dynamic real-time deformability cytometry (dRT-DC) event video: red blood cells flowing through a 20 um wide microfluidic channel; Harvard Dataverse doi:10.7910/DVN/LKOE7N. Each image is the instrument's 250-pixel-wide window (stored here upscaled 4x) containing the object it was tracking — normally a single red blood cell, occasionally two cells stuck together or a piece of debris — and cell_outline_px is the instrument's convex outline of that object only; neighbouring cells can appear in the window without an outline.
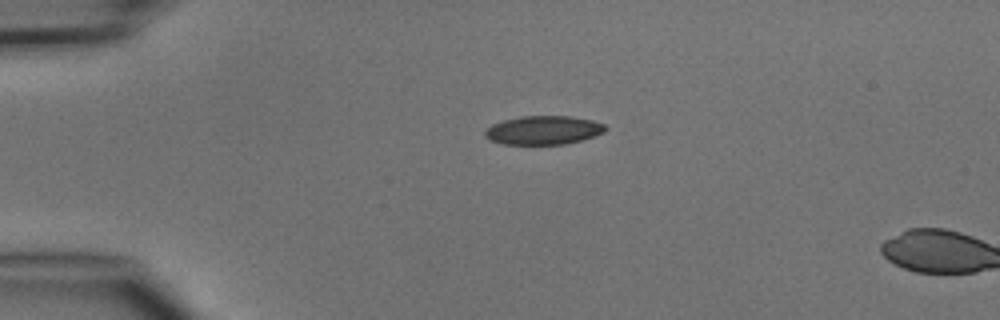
{"species": "common noctule bat (a hibernating species)", "species_latin": "Nyctalus noctula", "temperature_condition": "cold", "stored_images_in_passage": 2, "camera_frame_rate_fps": 3000, "um_per_image_px": 0.085, "animal": {"sex": "male", "body_mass_g": 15.6}, "frame": {"image": 1, "passage_image": 1, "time_ms": 0.0, "image_size_px": [1000, 320], "cell_outline_px": [[608, 128], [604, 132], [580, 140], [564, 144], [500, 144], [488, 140], [484, 136], [484, 132], [492, 124], [504, 120], [520, 116], [572, 116], [592, 120], [604, 124]], "centroid_in_image_um": [46.16, 11.06], "position_along_channel_um": 38.8, "area_um2": 20.17}}